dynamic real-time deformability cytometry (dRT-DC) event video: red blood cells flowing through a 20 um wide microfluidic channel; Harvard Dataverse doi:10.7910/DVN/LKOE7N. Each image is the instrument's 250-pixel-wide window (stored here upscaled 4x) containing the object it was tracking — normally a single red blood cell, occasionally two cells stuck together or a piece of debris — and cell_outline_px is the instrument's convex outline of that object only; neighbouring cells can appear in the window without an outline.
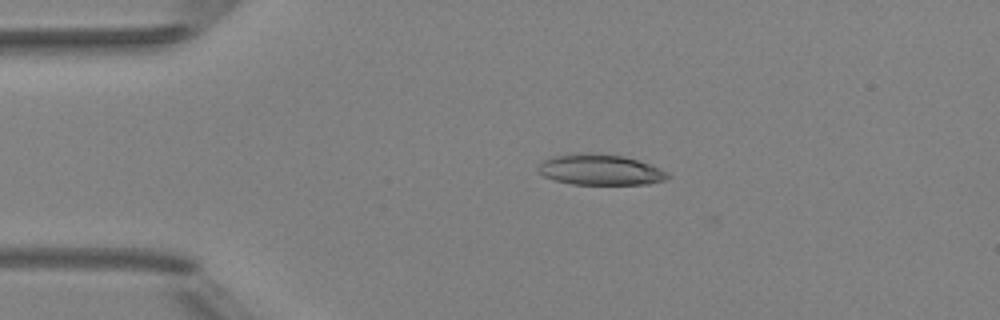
{"species": "Egyptian fruit bat (a non-hibernating species)", "species_latin": "Rousettus aegyptiacus", "temperature_condition": "room temperature", "stored_images_in_passage": 5, "camera_frame_rate_fps": 3000, "um_per_image_px": 0.085, "animal": {"sex": "female"}, "frame": {"image": 1, "passage_image": 4, "time_ms": 3.333, "image_size_px": [1000, 320], "cell_outline_px": [[672, 176], [664, 180], [648, 184], [572, 184], [556, 180], [544, 176], [536, 168], [548, 156], [580, 152], [596, 152], [624, 156], [648, 164], [668, 172]], "centroid_in_image_um": [50.99, 14.41], "position_along_channel_um": 34.0, "area_um2": 23.35}}